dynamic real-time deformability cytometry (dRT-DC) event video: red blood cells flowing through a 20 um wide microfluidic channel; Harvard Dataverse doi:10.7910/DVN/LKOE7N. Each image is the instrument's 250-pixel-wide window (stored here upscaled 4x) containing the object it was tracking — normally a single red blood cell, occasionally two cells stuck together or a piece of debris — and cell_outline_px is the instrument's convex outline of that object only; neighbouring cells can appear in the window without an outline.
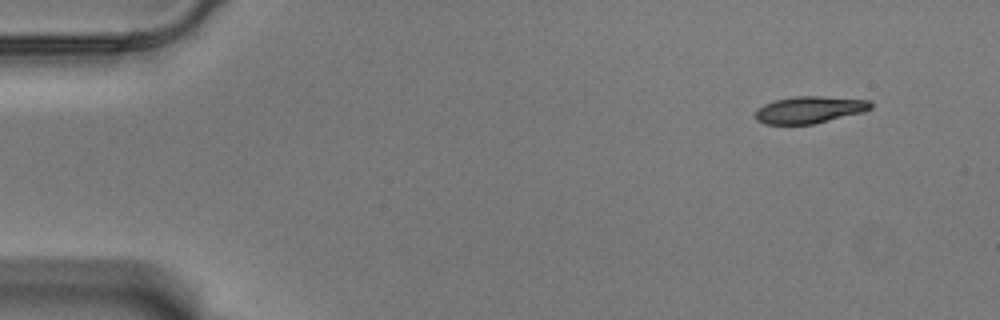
{"species": "Egyptian fruit bat (a non-hibernating species)", "species_latin": "Rousettus aegyptiacus", "temperature_condition": "warm", "stored_images_in_passage": 53, "camera_frame_rate_fps": 3000, "um_per_image_px": 0.085, "animal": {"sex": "male"}, "frame": {"image": 1, "passage_image": 1, "time_ms": 0.0, "image_size_px": [1000, 320], "cell_outline_px": [[872, 108], [864, 112], [812, 124], [764, 124], [756, 120], [756, 108], [764, 104], [776, 100], [796, 96], [820, 96], [872, 100]], "centroid_in_image_um": [68.82, 9.32], "position_along_channel_um": 16.2, "area_um2": 18.15}}
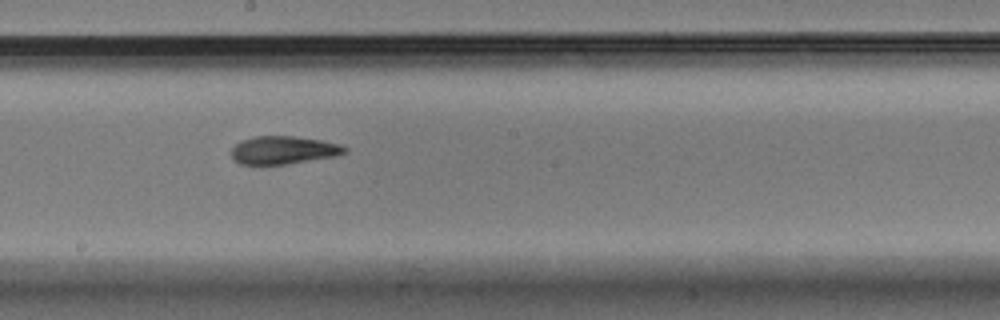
{"frame": {"image": 2, "passage_image": 28, "time_ms": 9.0, "image_size_px": [1000, 320], "cell_outline_px": [[348, 152], [336, 156], [288, 164], [240, 164], [232, 160], [232, 148], [240, 140], [256, 136], [296, 136], [320, 140], [340, 144], [348, 148]], "centroid_in_image_um": [24.1, 12.76], "position_along_channel_um": 224.1, "area_um2": 18.61}}
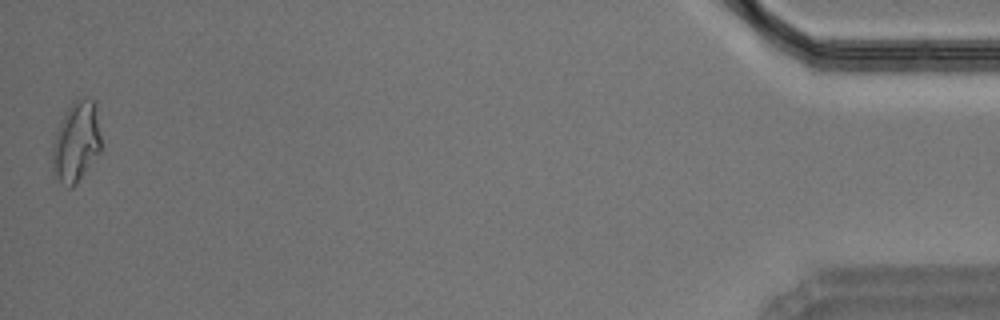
{"frame": {"image": 3, "passage_image": 53, "time_ms": 17.333, "image_size_px": [1000, 320], "cell_outline_px": [[100, 152], [76, 184], [72, 188], [68, 188], [52, 176], [52, 144], [56, 132], [72, 100], [84, 96], [96, 100], [100, 136]], "centroid_in_image_um": [6.47, 12.05], "position_along_channel_um": 428.7, "area_um2": 23.18}, "authors_computed_cell_mechanics": {"area_um2": 18.9584, "velocity_mm_per_s": 3.525, "shape_relaxation_time_tau1_ms": 9.8122, "shape_relaxation_time_tau2_ms": 2.0932, "deformation_change_tau1": 0.2351, "deformation_change_tau2": 0.0938}}